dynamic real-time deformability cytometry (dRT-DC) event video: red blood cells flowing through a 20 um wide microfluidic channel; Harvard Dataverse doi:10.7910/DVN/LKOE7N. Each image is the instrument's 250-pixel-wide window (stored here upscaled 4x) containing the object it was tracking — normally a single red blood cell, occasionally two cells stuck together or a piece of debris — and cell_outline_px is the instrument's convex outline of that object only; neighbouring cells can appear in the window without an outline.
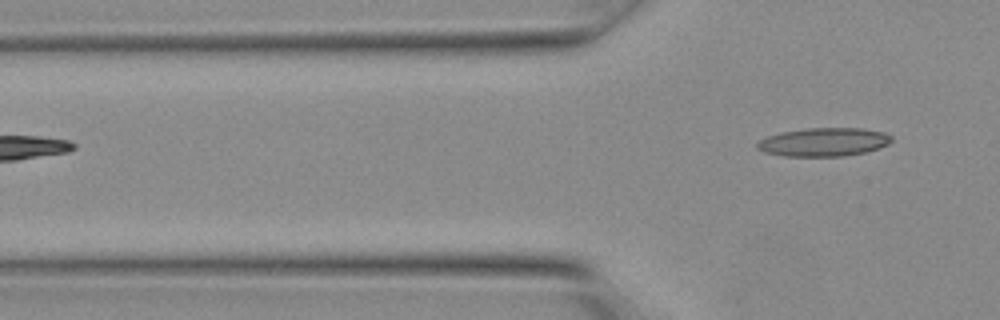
{"species": "Egyptian fruit bat (a non-hibernating species)", "species_latin": "Rousettus aegyptiacus", "temperature_condition": "warm", "stored_images_in_passage": 4, "segment_of_instrument_passage": [2, 2], "camera_frame_rate_fps": 3000, "um_per_image_px": 0.085, "animal": {"sex": "female"}, "frame": {"image": 1, "passage_image": 4, "time_ms": 1.0, "image_size_px": [1000, 320], "cell_outline_px": [[892, 140], [888, 144], [880, 148], [864, 152], [844, 156], [784, 156], [764, 152], [756, 148], [756, 144], [760, 140], [768, 136], [780, 132], [804, 128], [864, 128], [884, 132], [892, 136]], "centroid_in_image_um": [70.02, 12.07], "position_along_channel_um": 55.8, "area_um2": 22.43}}